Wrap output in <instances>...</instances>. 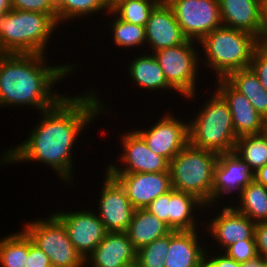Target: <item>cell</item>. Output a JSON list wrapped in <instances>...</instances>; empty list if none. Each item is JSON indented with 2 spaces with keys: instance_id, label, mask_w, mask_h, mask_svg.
Masks as SVG:
<instances>
[{
  "instance_id": "6da1fadb",
  "label": "cell",
  "mask_w": 267,
  "mask_h": 267,
  "mask_svg": "<svg viewBox=\"0 0 267 267\" xmlns=\"http://www.w3.org/2000/svg\"><path fill=\"white\" fill-rule=\"evenodd\" d=\"M95 89L89 87L87 91L82 90L83 93L76 95L67 93L53 108L39 112L37 124L27 133V138L16 143L17 146L2 149L4 152L2 151L3 155L0 154V166H13L23 162H32L31 165L33 162L41 163V166L43 164L52 169L57 180H61L60 183L69 185L68 189L73 187L77 182L74 180L78 177L74 172L76 162L72 155L75 154L74 151L80 152L76 147H80L77 144L80 143L81 133L86 132L91 128V123L95 125L93 122L96 119L107 115L114 108L108 107V103L104 104L99 88Z\"/></svg>"
},
{
  "instance_id": "7a4b0ae2",
  "label": "cell",
  "mask_w": 267,
  "mask_h": 267,
  "mask_svg": "<svg viewBox=\"0 0 267 267\" xmlns=\"http://www.w3.org/2000/svg\"><path fill=\"white\" fill-rule=\"evenodd\" d=\"M44 54L0 55V110L23 108L37 114L53 108L66 93L54 90L62 80L78 72L80 64L53 63ZM77 70V71H76ZM62 81V82H61ZM17 106V107H16ZM3 107V108H2Z\"/></svg>"
},
{
  "instance_id": "3957f363",
  "label": "cell",
  "mask_w": 267,
  "mask_h": 267,
  "mask_svg": "<svg viewBox=\"0 0 267 267\" xmlns=\"http://www.w3.org/2000/svg\"><path fill=\"white\" fill-rule=\"evenodd\" d=\"M60 28L48 14L11 9L0 15V52L48 55L50 39Z\"/></svg>"
},
{
  "instance_id": "277c9868",
  "label": "cell",
  "mask_w": 267,
  "mask_h": 267,
  "mask_svg": "<svg viewBox=\"0 0 267 267\" xmlns=\"http://www.w3.org/2000/svg\"><path fill=\"white\" fill-rule=\"evenodd\" d=\"M259 43L248 32L224 26L217 28L198 42L202 48L199 49L201 71L203 67L205 72L210 68L208 74L214 72V79H219L232 71L249 68L254 49Z\"/></svg>"
},
{
  "instance_id": "5b68a950",
  "label": "cell",
  "mask_w": 267,
  "mask_h": 267,
  "mask_svg": "<svg viewBox=\"0 0 267 267\" xmlns=\"http://www.w3.org/2000/svg\"><path fill=\"white\" fill-rule=\"evenodd\" d=\"M206 97L196 114L187 119L189 144L216 154L234 152L238 138L229 105L214 88Z\"/></svg>"
},
{
  "instance_id": "8992f818",
  "label": "cell",
  "mask_w": 267,
  "mask_h": 267,
  "mask_svg": "<svg viewBox=\"0 0 267 267\" xmlns=\"http://www.w3.org/2000/svg\"><path fill=\"white\" fill-rule=\"evenodd\" d=\"M217 161L218 154L188 143L169 162L171 188L193 194L205 205H211Z\"/></svg>"
},
{
  "instance_id": "52a82bcc",
  "label": "cell",
  "mask_w": 267,
  "mask_h": 267,
  "mask_svg": "<svg viewBox=\"0 0 267 267\" xmlns=\"http://www.w3.org/2000/svg\"><path fill=\"white\" fill-rule=\"evenodd\" d=\"M200 49L198 42L187 40L174 47L153 52L168 84L180 95V99L193 100L198 97ZM200 72V73H199Z\"/></svg>"
},
{
  "instance_id": "ba28073f",
  "label": "cell",
  "mask_w": 267,
  "mask_h": 267,
  "mask_svg": "<svg viewBox=\"0 0 267 267\" xmlns=\"http://www.w3.org/2000/svg\"><path fill=\"white\" fill-rule=\"evenodd\" d=\"M23 223V229L49 257L54 267H86L85 259L73 247L63 223L53 214Z\"/></svg>"
},
{
  "instance_id": "9c48e42d",
  "label": "cell",
  "mask_w": 267,
  "mask_h": 267,
  "mask_svg": "<svg viewBox=\"0 0 267 267\" xmlns=\"http://www.w3.org/2000/svg\"><path fill=\"white\" fill-rule=\"evenodd\" d=\"M210 210L211 213L217 211L218 214L216 212L214 214L212 213L210 215L211 218L209 217L208 219H206L207 217L205 216V214H207V211H209V214ZM205 212L206 213H204L203 219L205 220L203 221V224L205 225L203 226V229L205 230V236H208V238H210L208 239V243L210 245L206 243V249L223 251L225 248L237 241L255 239V223L244 214L238 212L231 204L206 205ZM209 240L213 241L210 243ZM215 247L218 249H216Z\"/></svg>"
},
{
  "instance_id": "30bf717a",
  "label": "cell",
  "mask_w": 267,
  "mask_h": 267,
  "mask_svg": "<svg viewBox=\"0 0 267 267\" xmlns=\"http://www.w3.org/2000/svg\"><path fill=\"white\" fill-rule=\"evenodd\" d=\"M172 9L184 36L199 42L222 27L218 0H164Z\"/></svg>"
},
{
  "instance_id": "8fae6325",
  "label": "cell",
  "mask_w": 267,
  "mask_h": 267,
  "mask_svg": "<svg viewBox=\"0 0 267 267\" xmlns=\"http://www.w3.org/2000/svg\"><path fill=\"white\" fill-rule=\"evenodd\" d=\"M118 134L122 150L118 151L121 154L116 161L120 162L118 165L107 160L103 169L108 173H161L169 170V162L152 152L134 129Z\"/></svg>"
},
{
  "instance_id": "7c38bea8",
  "label": "cell",
  "mask_w": 267,
  "mask_h": 267,
  "mask_svg": "<svg viewBox=\"0 0 267 267\" xmlns=\"http://www.w3.org/2000/svg\"><path fill=\"white\" fill-rule=\"evenodd\" d=\"M148 128H133L146 142L149 149L170 162L188 143V121L168 109ZM177 116V117H175ZM147 128V129H146Z\"/></svg>"
},
{
  "instance_id": "4fadbf2b",
  "label": "cell",
  "mask_w": 267,
  "mask_h": 267,
  "mask_svg": "<svg viewBox=\"0 0 267 267\" xmlns=\"http://www.w3.org/2000/svg\"><path fill=\"white\" fill-rule=\"evenodd\" d=\"M103 174L105 176H102L104 178L98 194L99 201L94 200L97 202V208H92L102 221L106 232H126L135 208L121 183L104 169Z\"/></svg>"
},
{
  "instance_id": "5bb4252c",
  "label": "cell",
  "mask_w": 267,
  "mask_h": 267,
  "mask_svg": "<svg viewBox=\"0 0 267 267\" xmlns=\"http://www.w3.org/2000/svg\"><path fill=\"white\" fill-rule=\"evenodd\" d=\"M87 207L77 211H70L69 208L60 210L58 207V210L53 212L65 226L73 247L84 259L93 252L107 233L94 209ZM67 209L69 211H66Z\"/></svg>"
},
{
  "instance_id": "9a60e30c",
  "label": "cell",
  "mask_w": 267,
  "mask_h": 267,
  "mask_svg": "<svg viewBox=\"0 0 267 267\" xmlns=\"http://www.w3.org/2000/svg\"><path fill=\"white\" fill-rule=\"evenodd\" d=\"M253 180L254 172L235 152L218 154V161L214 168L212 204H218V202L219 205L231 204L232 199L234 201L241 194L242 189Z\"/></svg>"
},
{
  "instance_id": "2e32d148",
  "label": "cell",
  "mask_w": 267,
  "mask_h": 267,
  "mask_svg": "<svg viewBox=\"0 0 267 267\" xmlns=\"http://www.w3.org/2000/svg\"><path fill=\"white\" fill-rule=\"evenodd\" d=\"M213 82L215 84L212 83L211 91L214 87L229 105L237 138L265 131L267 121L259 115L245 95L235 90L224 78Z\"/></svg>"
},
{
  "instance_id": "e0dca14e",
  "label": "cell",
  "mask_w": 267,
  "mask_h": 267,
  "mask_svg": "<svg viewBox=\"0 0 267 267\" xmlns=\"http://www.w3.org/2000/svg\"><path fill=\"white\" fill-rule=\"evenodd\" d=\"M125 188L135 209H145L160 195L170 191V171L161 173H109Z\"/></svg>"
},
{
  "instance_id": "ac0fdd59",
  "label": "cell",
  "mask_w": 267,
  "mask_h": 267,
  "mask_svg": "<svg viewBox=\"0 0 267 267\" xmlns=\"http://www.w3.org/2000/svg\"><path fill=\"white\" fill-rule=\"evenodd\" d=\"M145 31L146 52L148 53L174 47L188 40L176 21L172 9L164 0L151 12Z\"/></svg>"
},
{
  "instance_id": "d6986e66",
  "label": "cell",
  "mask_w": 267,
  "mask_h": 267,
  "mask_svg": "<svg viewBox=\"0 0 267 267\" xmlns=\"http://www.w3.org/2000/svg\"><path fill=\"white\" fill-rule=\"evenodd\" d=\"M203 235L205 236L203 229L193 231L172 230L170 232L169 250L165 257V267H203L205 243H207V237Z\"/></svg>"
},
{
  "instance_id": "ffe728a7",
  "label": "cell",
  "mask_w": 267,
  "mask_h": 267,
  "mask_svg": "<svg viewBox=\"0 0 267 267\" xmlns=\"http://www.w3.org/2000/svg\"><path fill=\"white\" fill-rule=\"evenodd\" d=\"M224 27L248 32L260 42L267 41L262 27L260 0H218Z\"/></svg>"
},
{
  "instance_id": "44dd1931",
  "label": "cell",
  "mask_w": 267,
  "mask_h": 267,
  "mask_svg": "<svg viewBox=\"0 0 267 267\" xmlns=\"http://www.w3.org/2000/svg\"><path fill=\"white\" fill-rule=\"evenodd\" d=\"M137 259V250L126 232H107L85 259L87 267H121Z\"/></svg>"
},
{
  "instance_id": "7402d4cb",
  "label": "cell",
  "mask_w": 267,
  "mask_h": 267,
  "mask_svg": "<svg viewBox=\"0 0 267 267\" xmlns=\"http://www.w3.org/2000/svg\"><path fill=\"white\" fill-rule=\"evenodd\" d=\"M205 207L206 205L193 194L171 189L168 202L169 227L176 231L203 229Z\"/></svg>"
},
{
  "instance_id": "603a6c76",
  "label": "cell",
  "mask_w": 267,
  "mask_h": 267,
  "mask_svg": "<svg viewBox=\"0 0 267 267\" xmlns=\"http://www.w3.org/2000/svg\"><path fill=\"white\" fill-rule=\"evenodd\" d=\"M138 55V56H137ZM132 60H128V64L126 66V70L128 72V79L132 83H135L136 87L140 88L144 91L147 90L146 93H151L152 91L155 93H165L167 91L174 94L176 91L168 84L165 79L164 73L156 60L153 53L147 52H139L136 56L131 58ZM129 65V66H128ZM128 69V70H127ZM137 85V86H136ZM151 91V92H150Z\"/></svg>"
},
{
  "instance_id": "cb8c5ba5",
  "label": "cell",
  "mask_w": 267,
  "mask_h": 267,
  "mask_svg": "<svg viewBox=\"0 0 267 267\" xmlns=\"http://www.w3.org/2000/svg\"><path fill=\"white\" fill-rule=\"evenodd\" d=\"M171 231L167 224L145 208L135 209L126 233L136 250H139Z\"/></svg>"
},
{
  "instance_id": "d4e9b609",
  "label": "cell",
  "mask_w": 267,
  "mask_h": 267,
  "mask_svg": "<svg viewBox=\"0 0 267 267\" xmlns=\"http://www.w3.org/2000/svg\"><path fill=\"white\" fill-rule=\"evenodd\" d=\"M224 79L235 90L245 95L259 115L267 121V91L250 67L232 71Z\"/></svg>"
},
{
  "instance_id": "484cf974",
  "label": "cell",
  "mask_w": 267,
  "mask_h": 267,
  "mask_svg": "<svg viewBox=\"0 0 267 267\" xmlns=\"http://www.w3.org/2000/svg\"><path fill=\"white\" fill-rule=\"evenodd\" d=\"M58 25L66 26L71 20V23L83 21V19L91 20L95 15H106L111 6L108 0H55ZM101 12V13H100ZM92 16V17H91ZM83 18V19H82ZM82 19V20H81ZM67 23V24H66ZM63 24V25H62Z\"/></svg>"
},
{
  "instance_id": "4316f807",
  "label": "cell",
  "mask_w": 267,
  "mask_h": 267,
  "mask_svg": "<svg viewBox=\"0 0 267 267\" xmlns=\"http://www.w3.org/2000/svg\"><path fill=\"white\" fill-rule=\"evenodd\" d=\"M110 20V22H105L109 27L107 30L111 31L108 37H112L113 44L119 47L120 50L129 49L132 50L133 48L136 49L134 53H137V48L141 47L140 51L146 52V31L145 26L131 24L119 19L111 10L104 15V17ZM110 16V17H109ZM122 48V49H121ZM124 48V49H123Z\"/></svg>"
},
{
  "instance_id": "83f0119b",
  "label": "cell",
  "mask_w": 267,
  "mask_h": 267,
  "mask_svg": "<svg viewBox=\"0 0 267 267\" xmlns=\"http://www.w3.org/2000/svg\"><path fill=\"white\" fill-rule=\"evenodd\" d=\"M232 206L238 212L250 218L255 224L259 222H266L267 187L253 180L242 189L238 198H236L235 201H232Z\"/></svg>"
},
{
  "instance_id": "f1b7e54d",
  "label": "cell",
  "mask_w": 267,
  "mask_h": 267,
  "mask_svg": "<svg viewBox=\"0 0 267 267\" xmlns=\"http://www.w3.org/2000/svg\"><path fill=\"white\" fill-rule=\"evenodd\" d=\"M234 152L255 173L267 164V133L241 136L237 139Z\"/></svg>"
},
{
  "instance_id": "f546056e",
  "label": "cell",
  "mask_w": 267,
  "mask_h": 267,
  "mask_svg": "<svg viewBox=\"0 0 267 267\" xmlns=\"http://www.w3.org/2000/svg\"><path fill=\"white\" fill-rule=\"evenodd\" d=\"M5 235L0 237V267H25L28 256L27 233L22 229Z\"/></svg>"
},
{
  "instance_id": "4dcf8cb0",
  "label": "cell",
  "mask_w": 267,
  "mask_h": 267,
  "mask_svg": "<svg viewBox=\"0 0 267 267\" xmlns=\"http://www.w3.org/2000/svg\"><path fill=\"white\" fill-rule=\"evenodd\" d=\"M162 0H118L111 11L121 20L145 26L151 12Z\"/></svg>"
},
{
  "instance_id": "1f68e13d",
  "label": "cell",
  "mask_w": 267,
  "mask_h": 267,
  "mask_svg": "<svg viewBox=\"0 0 267 267\" xmlns=\"http://www.w3.org/2000/svg\"><path fill=\"white\" fill-rule=\"evenodd\" d=\"M169 245L170 233L137 250L136 260L140 267H165Z\"/></svg>"
},
{
  "instance_id": "d6a6232c",
  "label": "cell",
  "mask_w": 267,
  "mask_h": 267,
  "mask_svg": "<svg viewBox=\"0 0 267 267\" xmlns=\"http://www.w3.org/2000/svg\"><path fill=\"white\" fill-rule=\"evenodd\" d=\"M222 252L240 264L259 256L255 239L237 241L225 248Z\"/></svg>"
},
{
  "instance_id": "836d02e7",
  "label": "cell",
  "mask_w": 267,
  "mask_h": 267,
  "mask_svg": "<svg viewBox=\"0 0 267 267\" xmlns=\"http://www.w3.org/2000/svg\"><path fill=\"white\" fill-rule=\"evenodd\" d=\"M11 9L48 14L58 24L55 0H11Z\"/></svg>"
},
{
  "instance_id": "e575fe53",
  "label": "cell",
  "mask_w": 267,
  "mask_h": 267,
  "mask_svg": "<svg viewBox=\"0 0 267 267\" xmlns=\"http://www.w3.org/2000/svg\"><path fill=\"white\" fill-rule=\"evenodd\" d=\"M250 68L267 91V41L260 42L254 49Z\"/></svg>"
},
{
  "instance_id": "d590c367",
  "label": "cell",
  "mask_w": 267,
  "mask_h": 267,
  "mask_svg": "<svg viewBox=\"0 0 267 267\" xmlns=\"http://www.w3.org/2000/svg\"><path fill=\"white\" fill-rule=\"evenodd\" d=\"M203 267H241V264L222 251L206 249Z\"/></svg>"
},
{
  "instance_id": "8d00e7d4",
  "label": "cell",
  "mask_w": 267,
  "mask_h": 267,
  "mask_svg": "<svg viewBox=\"0 0 267 267\" xmlns=\"http://www.w3.org/2000/svg\"><path fill=\"white\" fill-rule=\"evenodd\" d=\"M49 257L28 236V256L25 267H50Z\"/></svg>"
},
{
  "instance_id": "74e56055",
  "label": "cell",
  "mask_w": 267,
  "mask_h": 267,
  "mask_svg": "<svg viewBox=\"0 0 267 267\" xmlns=\"http://www.w3.org/2000/svg\"><path fill=\"white\" fill-rule=\"evenodd\" d=\"M168 202L169 191L157 197L146 207V209L169 226Z\"/></svg>"
},
{
  "instance_id": "f35d334b",
  "label": "cell",
  "mask_w": 267,
  "mask_h": 267,
  "mask_svg": "<svg viewBox=\"0 0 267 267\" xmlns=\"http://www.w3.org/2000/svg\"><path fill=\"white\" fill-rule=\"evenodd\" d=\"M254 238L258 255L267 259V221L255 224Z\"/></svg>"
},
{
  "instance_id": "ab89813d",
  "label": "cell",
  "mask_w": 267,
  "mask_h": 267,
  "mask_svg": "<svg viewBox=\"0 0 267 267\" xmlns=\"http://www.w3.org/2000/svg\"><path fill=\"white\" fill-rule=\"evenodd\" d=\"M254 180L267 187V164L254 173Z\"/></svg>"
},
{
  "instance_id": "60d3db41",
  "label": "cell",
  "mask_w": 267,
  "mask_h": 267,
  "mask_svg": "<svg viewBox=\"0 0 267 267\" xmlns=\"http://www.w3.org/2000/svg\"><path fill=\"white\" fill-rule=\"evenodd\" d=\"M262 27L267 34V0H260Z\"/></svg>"
},
{
  "instance_id": "b9f144b4",
  "label": "cell",
  "mask_w": 267,
  "mask_h": 267,
  "mask_svg": "<svg viewBox=\"0 0 267 267\" xmlns=\"http://www.w3.org/2000/svg\"><path fill=\"white\" fill-rule=\"evenodd\" d=\"M265 259L261 256H257L254 259L248 260L241 264V267H262Z\"/></svg>"
},
{
  "instance_id": "7bdbcfd3",
  "label": "cell",
  "mask_w": 267,
  "mask_h": 267,
  "mask_svg": "<svg viewBox=\"0 0 267 267\" xmlns=\"http://www.w3.org/2000/svg\"><path fill=\"white\" fill-rule=\"evenodd\" d=\"M11 10V0H0V15L6 14Z\"/></svg>"
},
{
  "instance_id": "ee69618b",
  "label": "cell",
  "mask_w": 267,
  "mask_h": 267,
  "mask_svg": "<svg viewBox=\"0 0 267 267\" xmlns=\"http://www.w3.org/2000/svg\"><path fill=\"white\" fill-rule=\"evenodd\" d=\"M121 267H140V264L137 260H135V261L128 263V264H125Z\"/></svg>"
},
{
  "instance_id": "f6af8a7d",
  "label": "cell",
  "mask_w": 267,
  "mask_h": 267,
  "mask_svg": "<svg viewBox=\"0 0 267 267\" xmlns=\"http://www.w3.org/2000/svg\"><path fill=\"white\" fill-rule=\"evenodd\" d=\"M116 1H118V0H108L110 6H112Z\"/></svg>"
},
{
  "instance_id": "bcb514c9",
  "label": "cell",
  "mask_w": 267,
  "mask_h": 267,
  "mask_svg": "<svg viewBox=\"0 0 267 267\" xmlns=\"http://www.w3.org/2000/svg\"><path fill=\"white\" fill-rule=\"evenodd\" d=\"M262 267H267V259H265Z\"/></svg>"
}]
</instances>
